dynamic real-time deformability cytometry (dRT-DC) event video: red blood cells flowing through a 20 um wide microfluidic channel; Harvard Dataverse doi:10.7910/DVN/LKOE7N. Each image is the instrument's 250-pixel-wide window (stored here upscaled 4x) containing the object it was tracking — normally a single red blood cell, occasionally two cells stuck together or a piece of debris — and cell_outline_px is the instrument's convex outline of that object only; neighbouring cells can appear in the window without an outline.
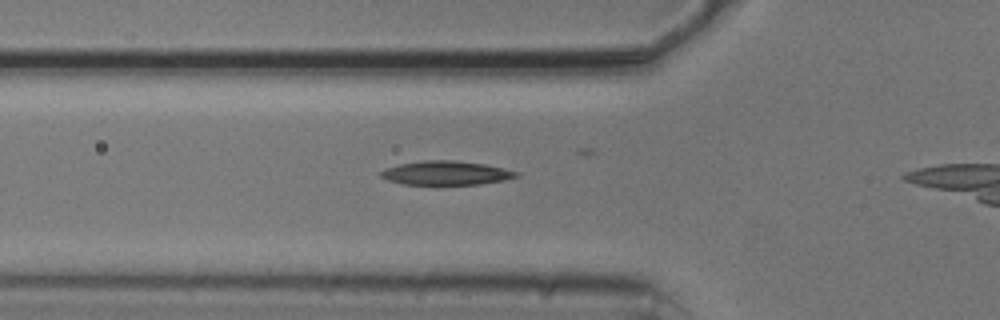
{"species": "common noctule bat (a hibernating species)", "species_latin": "Nyctalus noctula", "temperature_condition": "cold", "stored_images_in_passage": 20, "camera_frame_rate_fps": 3000, "um_per_image_px": 0.085, "animal": {"sex": "male", "body_mass_g": 20.5, "forearm_length_mm": 52.5}, "frame": {"image": 1, "passage_image": 2, "time_ms": 0.333, "image_size_px": [1000, 320], "cell_outline_px": [[520, 176], [504, 180], [480, 184], [404, 184], [388, 180], [380, 176], [380, 172], [384, 168], [400, 164], [424, 160], [456, 160], [484, 164], [504, 168], [516, 172]], "centroid_in_image_um": [37.9, 14.69], "position_along_channel_um": 87.9, "area_um2": 18.79}}
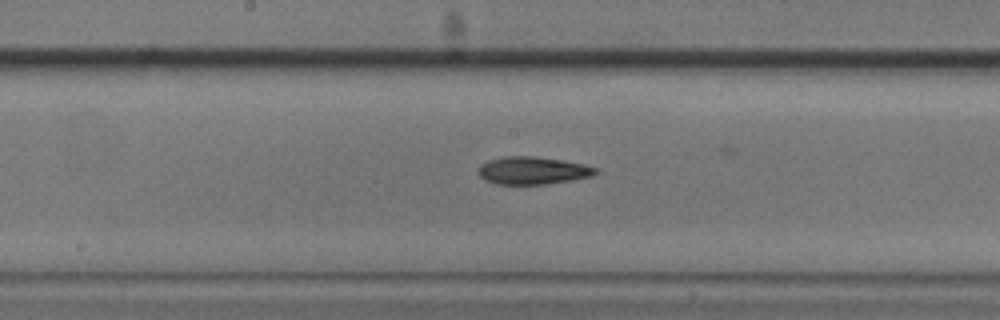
{"frame": {"image": 2, "passage_image": 11, "time_ms": 3.333, "image_size_px": [1000, 320], "cell_outline_px": [[600, 172], [592, 176], [572, 180], [544, 184], [496, 184], [484, 180], [476, 172], [480, 164], [488, 160], [504, 156], [536, 156], [564, 160], [584, 164], [600, 168]], "centroid_in_image_um": [45.29, 14.48], "position_along_channel_um": 202.9, "area_um2": 19.25}}
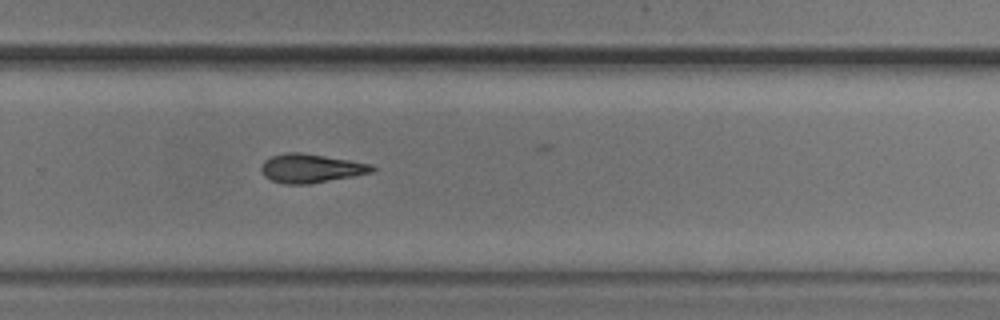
{"frame": {"image": 3, "passage_image": 19, "time_ms": 6.0, "image_size_px": [1000, 320], "cell_outline_px": [[376, 168], [372, 172], [352, 176], [308, 184], [284, 184], [272, 180], [264, 176], [260, 168], [264, 160], [272, 156], [284, 152], [300, 152], [372, 164]], "centroid_in_image_um": [26.39, 14.3], "position_along_channel_um": 303.4, "area_um2": 18.44}}